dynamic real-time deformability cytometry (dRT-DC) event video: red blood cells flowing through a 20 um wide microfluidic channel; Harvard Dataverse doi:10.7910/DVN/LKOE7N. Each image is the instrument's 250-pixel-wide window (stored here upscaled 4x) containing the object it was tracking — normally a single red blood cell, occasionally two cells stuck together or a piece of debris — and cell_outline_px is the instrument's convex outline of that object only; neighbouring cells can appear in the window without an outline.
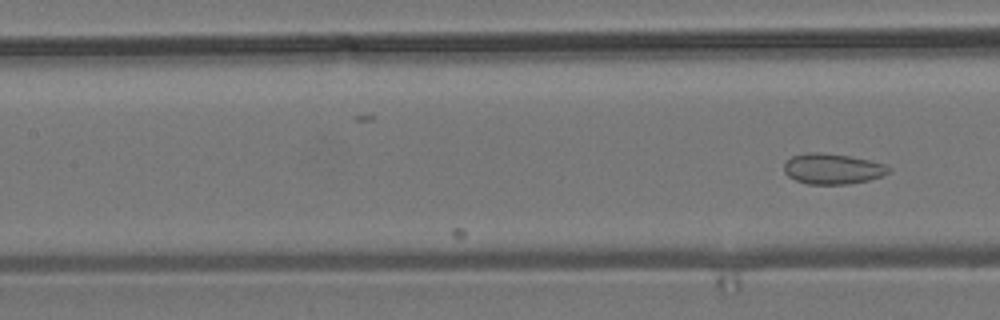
{"species": "common noctule bat (a hibernating species)", "species_latin": "Nyctalus noctula", "temperature_condition": "room temperature", "stored_images_in_passage": 22, "camera_frame_rate_fps": 3000, "um_per_image_px": 0.085, "animal": {"sex": "male", "body_mass_g": 19.2, "forearm_length_mm": 51.8}, "frame": {"image": 1, "passage_image": 22, "time_ms": 7.0, "image_size_px": [1000, 320], "cell_outline_px": [[892, 168], [888, 172], [880, 176], [868, 180], [848, 184], [808, 184], [796, 180], [788, 176], [784, 172], [784, 164], [792, 156], [808, 152], [820, 152], [848, 156], [868, 160], [884, 164]], "centroid_in_image_um": [70.74, 14.35], "position_along_channel_um": 136.7, "area_um2": 18.44}}